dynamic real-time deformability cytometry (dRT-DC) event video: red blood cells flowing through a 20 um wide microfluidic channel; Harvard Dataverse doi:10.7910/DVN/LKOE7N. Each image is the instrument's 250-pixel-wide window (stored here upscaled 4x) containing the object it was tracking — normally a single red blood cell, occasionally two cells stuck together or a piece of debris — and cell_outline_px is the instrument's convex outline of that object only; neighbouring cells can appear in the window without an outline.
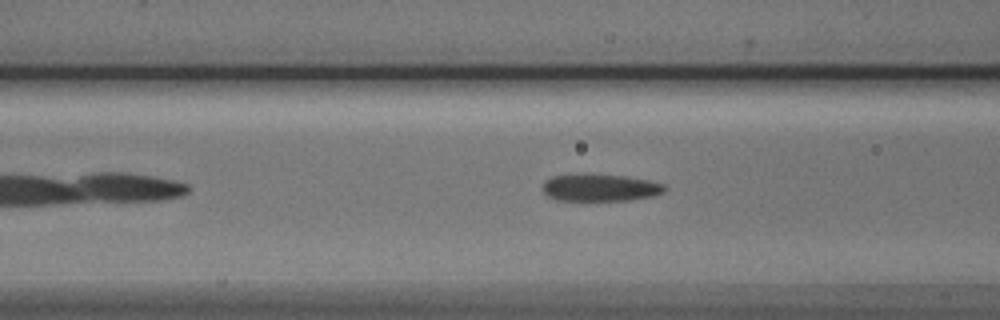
{"species": "Egyptian fruit bat (a non-hibernating species)", "species_latin": "Rousettus aegyptiacus", "temperature_condition": "cold", "stored_images_in_passage": 29, "camera_frame_rate_fps": 3000, "um_per_image_px": 0.085, "animal": {"sex": "male"}, "frame": {"image": 1, "passage_image": 8, "time_ms": 2.333, "image_size_px": [1000, 320], "cell_outline_px": [[668, 188], [664, 192], [652, 196], [628, 200], [556, 200], [548, 196], [544, 192], [544, 180], [552, 176], [576, 172], [592, 172], [624, 176], [648, 180], [664, 184]], "centroid_in_image_um": [50.98, 15.91], "position_along_channel_um": 115.6, "area_um2": 19.88}}
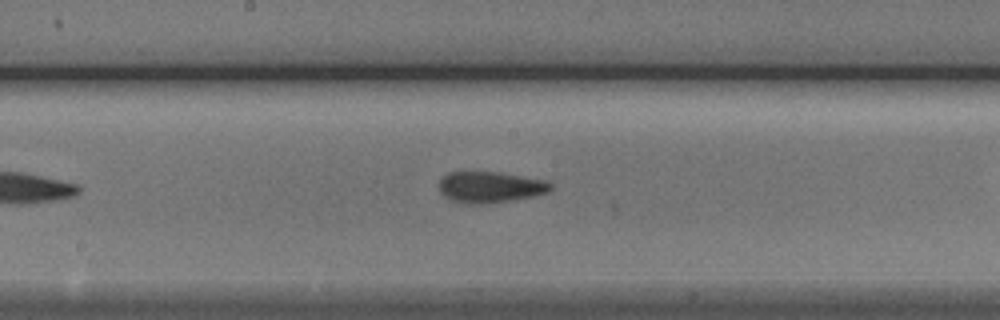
{"frame": {"image": 2, "passage_image": 15, "time_ms": 4.667, "image_size_px": [1000, 320], "cell_outline_px": [[552, 188], [548, 192], [532, 196], [508, 200], [480, 204], [460, 204], [444, 196], [440, 192], [440, 180], [448, 172], [500, 172], [548, 180], [552, 184]], "centroid_in_image_um": [41.67, 15.9], "position_along_channel_um": 206.5, "area_um2": 20.23}}
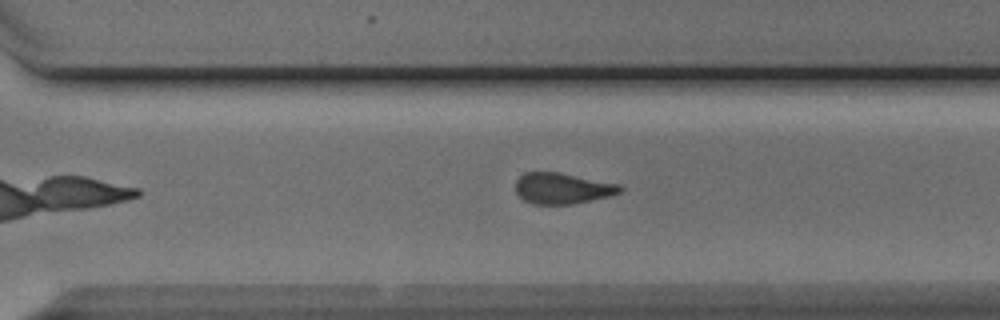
{"frame": {"image": 3, "passage_image": 24, "time_ms": 7.667, "image_size_px": [1000, 320], "cell_outline_px": [[624, 188], [620, 192], [608, 196], [572, 204], [532, 204], [524, 200], [516, 192], [516, 180], [524, 172], [560, 172], [620, 184]], "centroid_in_image_um": [47.79, 16.0], "position_along_channel_um": 322.8, "area_um2": 18.84}}